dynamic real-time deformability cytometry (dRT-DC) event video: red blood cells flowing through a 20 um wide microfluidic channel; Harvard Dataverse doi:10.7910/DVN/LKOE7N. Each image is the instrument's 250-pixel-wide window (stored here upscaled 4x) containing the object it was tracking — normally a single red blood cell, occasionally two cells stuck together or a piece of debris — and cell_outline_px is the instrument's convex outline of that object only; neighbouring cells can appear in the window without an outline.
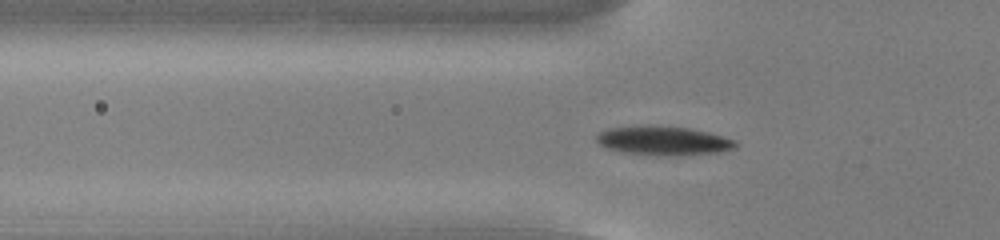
{"species": "common noctule bat (a hibernating species)", "species_latin": "Nyctalus noctula", "temperature_condition": "cold", "stored_images_in_passage": 54, "camera_frame_rate_fps": 3000, "um_per_image_px": 0.085, "animal": {"sex": "male", "body_mass_g": 13.0, "forearm_length_mm": 53.1}, "frame": {"image": 1, "passage_image": 18, "time_ms": 5.667, "image_size_px": [1000, 240], "cell_outline_px": [[740, 144], [736, 148], [724, 152], [688, 156], [656, 156], [620, 152], [608, 148], [600, 144], [596, 140], [596, 136], [600, 132], [608, 128], [640, 124], [656, 124], [692, 128], [708, 132], [736, 140]], "centroid_in_image_um": [56.44, 11.96], "position_along_channel_um": 69.4, "area_um2": 24.68}}
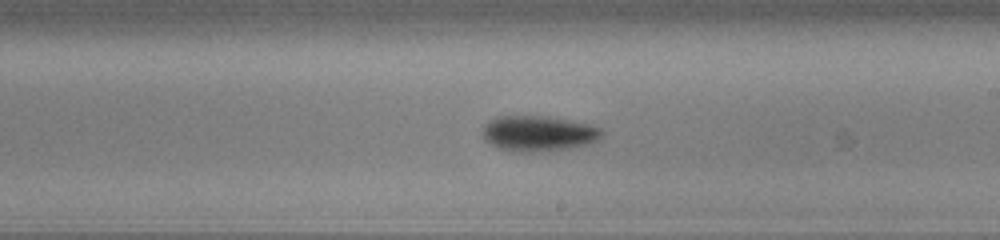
{"frame": {"image": 2, "passage_image": 32, "time_ms": 10.333, "image_size_px": [1000, 240], "cell_outline_px": [[604, 136], [600, 140], [588, 144], [572, 148], [532, 152], [512, 152], [496, 148], [484, 140], [484, 124], [496, 116], [548, 116], [588, 124], [600, 128], [604, 132]], "centroid_in_image_um": [45.78, 11.36], "position_along_channel_um": 243.2, "area_um2": 24.97}}
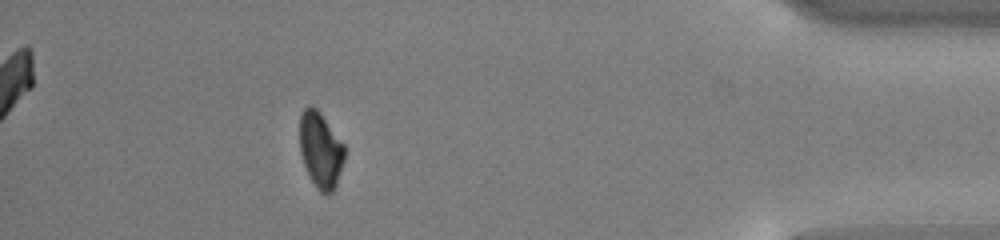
{"frame": {"image": 3, "passage_image": 49, "time_ms": 16.0, "image_size_px": [1000, 240], "cell_outline_px": [[344, 160], [336, 184], [332, 192], [328, 196], [320, 192], [316, 188], [304, 164], [300, 152], [300, 112], [308, 104], [316, 108], [320, 112], [344, 144]], "centroid_in_image_um": [27.24, 12.73], "position_along_channel_um": 408.0, "area_um2": 19.77}, "authors_computed_cell_mechanics": {"area_um2": 21.9929, "velocity_mm_per_s": 3.7458, "shape_relaxation_time_tau1_ms": 3.2263, "shape_relaxation_time_tau2_ms": null, "deformation_change_tau1": 0.1333, "deformation_change_tau2": null}}